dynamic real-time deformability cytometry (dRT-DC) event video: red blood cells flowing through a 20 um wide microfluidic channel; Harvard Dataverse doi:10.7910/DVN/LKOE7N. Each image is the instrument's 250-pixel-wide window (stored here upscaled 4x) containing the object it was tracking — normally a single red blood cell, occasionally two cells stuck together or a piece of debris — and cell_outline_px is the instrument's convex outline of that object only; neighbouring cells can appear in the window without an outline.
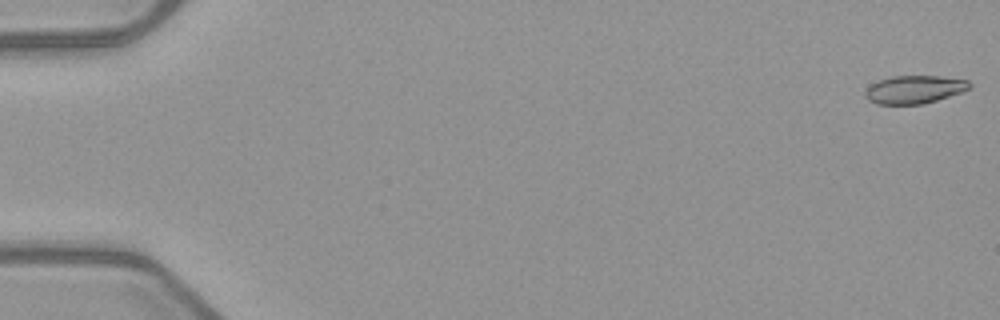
{"species": "common noctule bat (a hibernating species)", "species_latin": "Nyctalus noctula", "temperature_condition": "warm", "stored_images_in_passage": 53, "camera_frame_rate_fps": 3000, "um_per_image_px": 0.085, "animal": {"sex": "female", "body_mass_g": 21.9}, "frame": {"image": 1, "passage_image": 1, "time_ms": 0.0, "image_size_px": [1000, 320], "cell_outline_px": [[972, 84], [964, 92], [924, 104], [876, 104], [868, 100], [864, 96], [864, 92], [872, 84], [880, 80], [892, 76], [940, 76], [968, 80]], "centroid_in_image_um": [77.74, 7.61], "position_along_channel_um": 7.3, "area_um2": 17.11}}
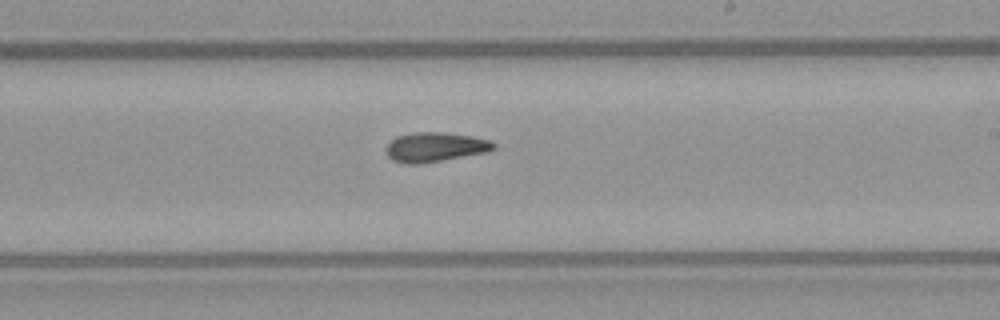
{"frame": {"image": 2, "passage_image": 32, "time_ms": 10.333, "image_size_px": [1000, 320], "cell_outline_px": [[496, 148], [488, 152], [420, 164], [404, 164], [392, 160], [388, 156], [384, 148], [396, 136], [416, 132], [444, 132], [472, 136], [492, 140], [496, 144]], "centroid_in_image_um": [37.0, 12.5], "position_along_channel_um": 252.0, "area_um2": 18.73}}
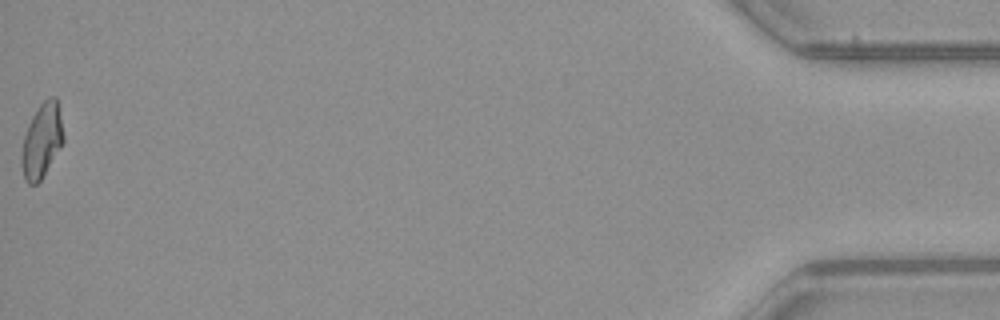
{"frame": {"image": 3, "passage_image": 53, "time_ms": 17.333, "image_size_px": [1000, 320], "cell_outline_px": [[64, 140], [40, 180], [36, 184], [28, 184], [24, 176], [20, 160], [20, 156], [24, 136], [28, 124], [32, 116], [40, 104], [48, 96], [56, 96], [64, 136]], "centroid_in_image_um": [3.53, 11.92], "position_along_channel_um": 431.7, "area_um2": 17.86}, "authors_computed_cell_mechanics": {"area_um2": 17.918, "velocity_mm_per_s": 3.9893, "shape_relaxation_time_tau1_ms": 9.0021, "shape_relaxation_time_tau2_ms": null, "deformation_change_tau1": 0.2189, "deformation_change_tau2": null}}